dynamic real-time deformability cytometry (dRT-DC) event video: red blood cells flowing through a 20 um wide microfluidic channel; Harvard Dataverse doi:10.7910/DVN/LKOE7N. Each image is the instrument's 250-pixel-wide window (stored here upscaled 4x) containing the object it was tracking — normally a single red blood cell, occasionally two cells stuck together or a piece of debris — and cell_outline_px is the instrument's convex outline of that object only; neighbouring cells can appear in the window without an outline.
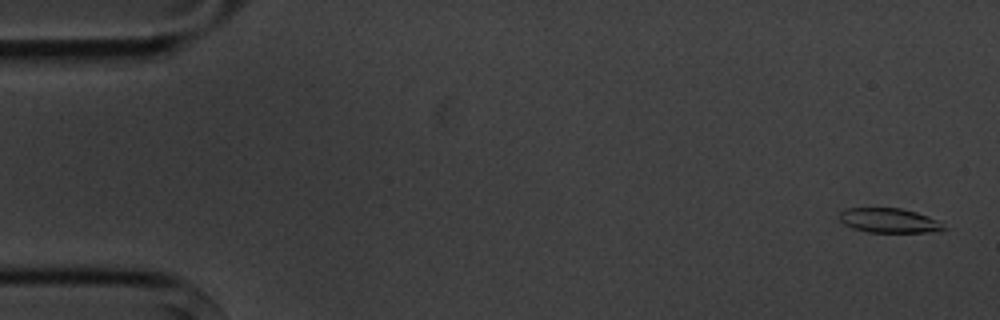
{"species": "common noctule bat (a hibernating species)", "species_latin": "Nyctalus noctula", "temperature_condition": "cold", "stored_images_in_passage": 5, "camera_frame_rate_fps": 3000, "um_per_image_px": 0.085, "animal": {"sex": "male", "body_mass_g": 20.1, "forearm_length_mm": 53.5}, "frame": {"image": 1, "passage_image": 1, "time_ms": 0.0, "image_size_px": [1000, 320], "cell_outline_px": [[944, 228], [940, 232], [868, 232], [852, 228], [844, 224], [840, 220], [840, 212], [848, 208], [900, 208], [916, 212], [928, 216], [936, 220]], "centroid_in_image_um": [75.55, 18.74], "position_along_channel_um": 9.5, "area_um2": 14.74}}
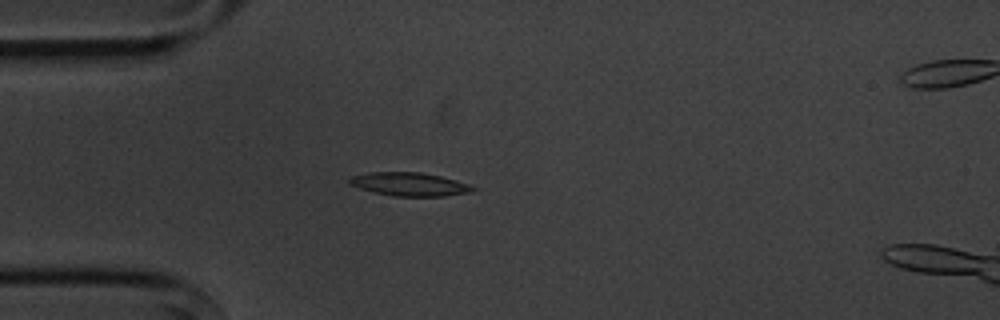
{"frame": {"image": 2, "passage_image": 4, "time_ms": 4.333, "image_size_px": [1000, 320], "cell_outline_px": [[476, 188], [472, 192], [444, 196], [392, 196], [372, 192], [348, 184], [348, 180], [352, 176], [368, 172], [420, 172], [440, 176], [456, 180], [468, 184]], "centroid_in_image_um": [34.78, 15.66], "position_along_channel_um": 50.2, "area_um2": 16.88}}